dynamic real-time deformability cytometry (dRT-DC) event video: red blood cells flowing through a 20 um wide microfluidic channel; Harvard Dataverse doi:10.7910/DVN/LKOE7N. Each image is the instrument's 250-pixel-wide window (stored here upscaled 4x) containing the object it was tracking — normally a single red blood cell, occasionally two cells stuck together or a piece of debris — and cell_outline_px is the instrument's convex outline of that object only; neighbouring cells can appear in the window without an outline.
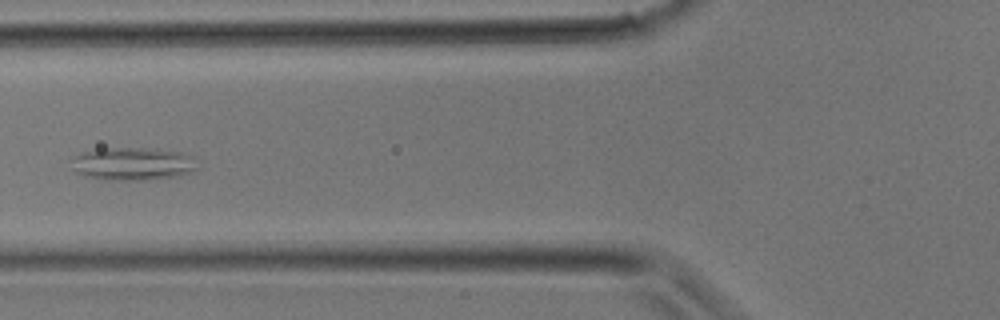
{"species": "common noctule bat (a hibernating species)", "species_latin": "Nyctalus noctula", "temperature_condition": "room temperature", "stored_images_in_passage": 29, "camera_frame_rate_fps": 3000, "um_per_image_px": 0.085, "animal": {"sex": "male", "body_mass_g": 17.9}, "frame": {"image": 1, "passage_image": 9, "time_ms": 2.667, "image_size_px": [1000, 320], "cell_outline_px": [[200, 168], [192, 172], [180, 176], [148, 180], [108, 180], [84, 176], [76, 172], [72, 156], [80, 152], [96, 148], [156, 148], [184, 152], [196, 156]], "centroid_in_image_um": [11.39, 13.91], "position_along_channel_um": 114.4, "area_um2": 24.97}}
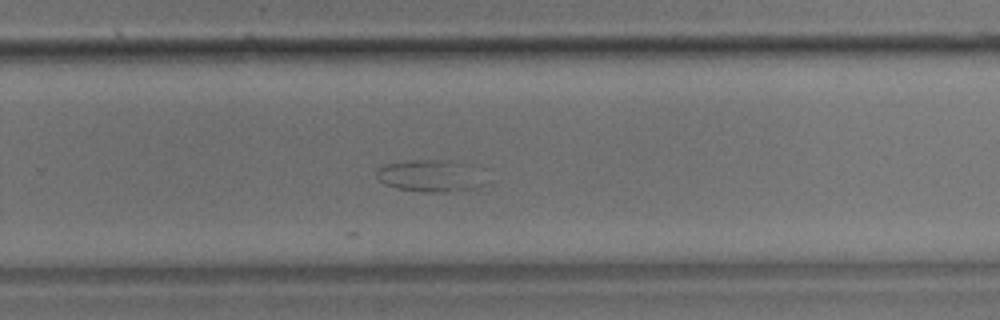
{"frame": {"image": 2, "passage_image": 18, "time_ms": 5.667, "image_size_px": [1000, 320], "cell_outline_px": [[488, 184], [476, 188], [444, 192], [428, 192], [396, 188], [384, 184], [376, 176], [376, 168], [384, 164], [408, 160], [448, 160]], "centroid_in_image_um": [36.33, 14.98], "position_along_channel_um": 293.5, "area_um2": 19.07}}
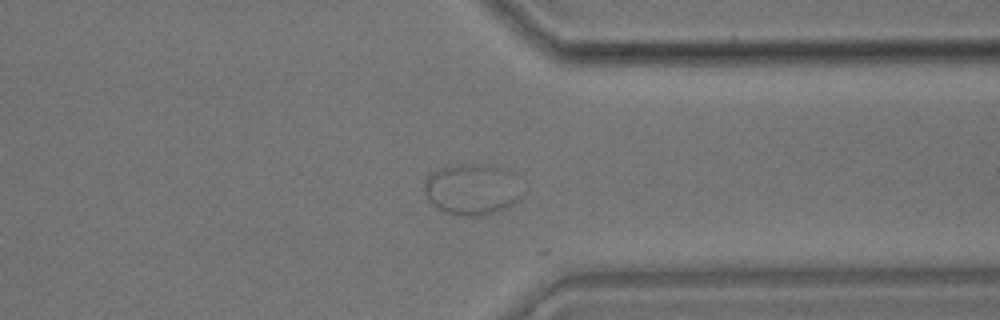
{"frame": {"image": 3, "passage_image": 22, "time_ms": 7.0, "image_size_px": [1000, 320], "cell_outline_px": [[524, 196], [520, 200], [496, 212], [480, 216], [460, 216], [444, 212], [432, 204], [428, 200], [424, 192], [424, 180], [432, 172], [440, 168], [460, 164], [476, 164], [508, 168], [512, 172], [524, 192]], "centroid_in_image_um": [40.15, 16.1], "position_along_channel_um": 371.3, "area_um2": 29.65}}